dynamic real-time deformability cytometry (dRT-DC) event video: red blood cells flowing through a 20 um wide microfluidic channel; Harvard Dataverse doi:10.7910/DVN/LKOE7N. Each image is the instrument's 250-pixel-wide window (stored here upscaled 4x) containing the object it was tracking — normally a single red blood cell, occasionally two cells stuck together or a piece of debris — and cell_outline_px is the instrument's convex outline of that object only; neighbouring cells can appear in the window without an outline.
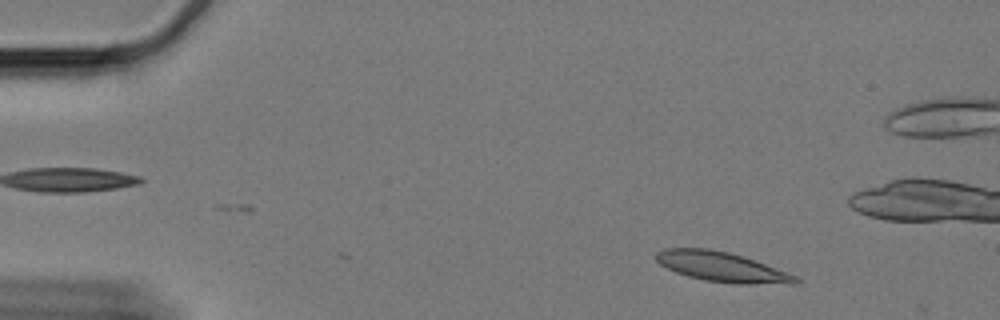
{"species": "Egyptian fruit bat (a non-hibernating species)", "species_latin": "Rousettus aegyptiacus", "temperature_condition": "cold", "stored_images_in_passage": 60, "camera_frame_rate_fps": 3000, "um_per_image_px": 0.085, "animal": {"sex": "female"}, "frame": {"image": 1, "passage_image": 6, "time_ms": 1.667, "image_size_px": [1000, 320], "cell_outline_px": [[800, 280], [796, 284], [736, 284], [704, 280], [688, 276], [676, 272], [660, 264], [656, 260], [656, 252], [664, 248], [708, 248], [728, 252], [764, 264], [796, 276]], "centroid_in_image_um": [61.32, 22.69], "position_along_channel_um": 23.7, "area_um2": 23.93}}
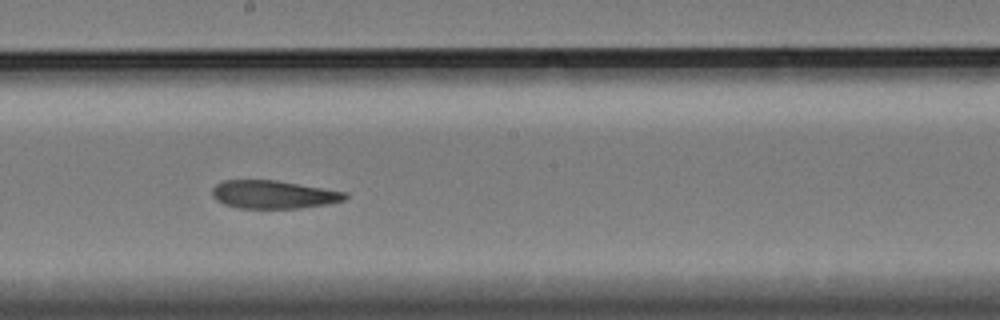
{"frame": {"image": 2, "passage_image": 32, "time_ms": 10.333, "image_size_px": [1000, 320], "cell_outline_px": [[348, 196], [344, 200], [328, 204], [300, 208], [240, 208], [224, 204], [216, 200], [212, 196], [212, 188], [216, 184], [224, 180], [272, 180], [348, 192]], "centroid_in_image_um": [23.23, 16.54], "position_along_channel_um": 225.0, "area_um2": 21.68}}
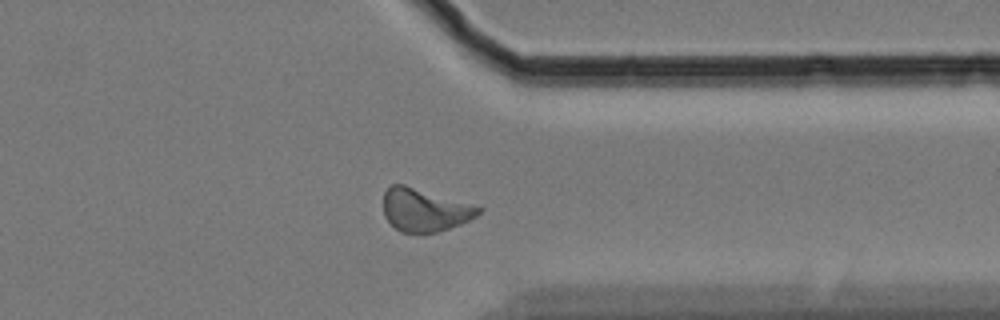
{"frame": {"image": 3, "passage_image": 46, "time_ms": 15.0, "image_size_px": [1000, 320], "cell_outline_px": [[484, 208], [476, 216], [460, 224], [424, 236], [400, 232], [384, 216], [384, 192], [392, 184], [404, 184]], "centroid_in_image_um": [36.07, 17.88], "position_along_channel_um": 375.3, "area_um2": 23.87}, "authors_computed_cell_mechanics": {"area_um2": 22.8599, "velocity_mm_per_s": 3.266, "shape_relaxation_time_tau1_ms": 7.4064, "shape_relaxation_time_tau2_ms": 4.2565, "deformation_change_tau1": 0.169, "deformation_change_tau2": 0.1181}}